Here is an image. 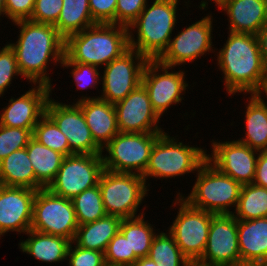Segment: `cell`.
Here are the masks:
<instances>
[{
  "label": "cell",
  "instance_id": "e0dca14e",
  "mask_svg": "<svg viewBox=\"0 0 267 266\" xmlns=\"http://www.w3.org/2000/svg\"><path fill=\"white\" fill-rule=\"evenodd\" d=\"M211 142L213 149L211 155L207 154V160L241 185L251 184L255 177L259 151L237 140Z\"/></svg>",
  "mask_w": 267,
  "mask_h": 266
},
{
  "label": "cell",
  "instance_id": "bcb514c9",
  "mask_svg": "<svg viewBox=\"0 0 267 266\" xmlns=\"http://www.w3.org/2000/svg\"><path fill=\"white\" fill-rule=\"evenodd\" d=\"M133 266H159L154 260L149 257L138 258Z\"/></svg>",
  "mask_w": 267,
  "mask_h": 266
},
{
  "label": "cell",
  "instance_id": "ac0fdd59",
  "mask_svg": "<svg viewBox=\"0 0 267 266\" xmlns=\"http://www.w3.org/2000/svg\"><path fill=\"white\" fill-rule=\"evenodd\" d=\"M114 106L119 132H165L159 126L160 117L153 110L149 95L142 84Z\"/></svg>",
  "mask_w": 267,
  "mask_h": 266
},
{
  "label": "cell",
  "instance_id": "4dcf8cb0",
  "mask_svg": "<svg viewBox=\"0 0 267 266\" xmlns=\"http://www.w3.org/2000/svg\"><path fill=\"white\" fill-rule=\"evenodd\" d=\"M233 216L237 220L267 217V188L253 183L242 185Z\"/></svg>",
  "mask_w": 267,
  "mask_h": 266
},
{
  "label": "cell",
  "instance_id": "7bdbcfd3",
  "mask_svg": "<svg viewBox=\"0 0 267 266\" xmlns=\"http://www.w3.org/2000/svg\"><path fill=\"white\" fill-rule=\"evenodd\" d=\"M6 17L13 22L28 20L34 10L35 0H5Z\"/></svg>",
  "mask_w": 267,
  "mask_h": 266
},
{
  "label": "cell",
  "instance_id": "d6986e66",
  "mask_svg": "<svg viewBox=\"0 0 267 266\" xmlns=\"http://www.w3.org/2000/svg\"><path fill=\"white\" fill-rule=\"evenodd\" d=\"M31 87L18 98L11 96L8 105L2 108L1 125L29 129L33 133L34 127L45 114L46 103L54 88L41 84H33Z\"/></svg>",
  "mask_w": 267,
  "mask_h": 266
},
{
  "label": "cell",
  "instance_id": "7a4b0ae2",
  "mask_svg": "<svg viewBox=\"0 0 267 266\" xmlns=\"http://www.w3.org/2000/svg\"><path fill=\"white\" fill-rule=\"evenodd\" d=\"M218 51L217 66L222 71L227 95L260 94L267 84V72L257 35L229 31L226 43Z\"/></svg>",
  "mask_w": 267,
  "mask_h": 266
},
{
  "label": "cell",
  "instance_id": "4fadbf2b",
  "mask_svg": "<svg viewBox=\"0 0 267 266\" xmlns=\"http://www.w3.org/2000/svg\"><path fill=\"white\" fill-rule=\"evenodd\" d=\"M148 61L144 55L129 48L120 57L102 67V93L97 97L112 104L123 100L141 84L142 73Z\"/></svg>",
  "mask_w": 267,
  "mask_h": 266
},
{
  "label": "cell",
  "instance_id": "7c38bea8",
  "mask_svg": "<svg viewBox=\"0 0 267 266\" xmlns=\"http://www.w3.org/2000/svg\"><path fill=\"white\" fill-rule=\"evenodd\" d=\"M213 18L211 13L195 23L189 24L182 31L178 32L175 38H171L167 49L157 59L165 66L174 67L185 66L192 63L203 55L214 53V44L212 42ZM213 44V45H212Z\"/></svg>",
  "mask_w": 267,
  "mask_h": 266
},
{
  "label": "cell",
  "instance_id": "f6af8a7d",
  "mask_svg": "<svg viewBox=\"0 0 267 266\" xmlns=\"http://www.w3.org/2000/svg\"><path fill=\"white\" fill-rule=\"evenodd\" d=\"M257 38L260 45L262 64L267 72V23L259 30Z\"/></svg>",
  "mask_w": 267,
  "mask_h": 266
},
{
  "label": "cell",
  "instance_id": "681fc988",
  "mask_svg": "<svg viewBox=\"0 0 267 266\" xmlns=\"http://www.w3.org/2000/svg\"><path fill=\"white\" fill-rule=\"evenodd\" d=\"M186 266H211L204 263H201L199 261H189Z\"/></svg>",
  "mask_w": 267,
  "mask_h": 266
},
{
  "label": "cell",
  "instance_id": "d590c367",
  "mask_svg": "<svg viewBox=\"0 0 267 266\" xmlns=\"http://www.w3.org/2000/svg\"><path fill=\"white\" fill-rule=\"evenodd\" d=\"M32 138L29 129L12 128L0 124V162L13 151L25 148Z\"/></svg>",
  "mask_w": 267,
  "mask_h": 266
},
{
  "label": "cell",
  "instance_id": "7dc6e473",
  "mask_svg": "<svg viewBox=\"0 0 267 266\" xmlns=\"http://www.w3.org/2000/svg\"><path fill=\"white\" fill-rule=\"evenodd\" d=\"M215 3V5L218 7L224 0H210ZM208 1L207 0H202L200 5L198 6L200 9L204 10L205 8L208 7Z\"/></svg>",
  "mask_w": 267,
  "mask_h": 266
},
{
  "label": "cell",
  "instance_id": "1f68e13d",
  "mask_svg": "<svg viewBox=\"0 0 267 266\" xmlns=\"http://www.w3.org/2000/svg\"><path fill=\"white\" fill-rule=\"evenodd\" d=\"M148 257L159 266H186L189 262L169 231H161L155 235Z\"/></svg>",
  "mask_w": 267,
  "mask_h": 266
},
{
  "label": "cell",
  "instance_id": "74e56055",
  "mask_svg": "<svg viewBox=\"0 0 267 266\" xmlns=\"http://www.w3.org/2000/svg\"><path fill=\"white\" fill-rule=\"evenodd\" d=\"M16 76L22 75L17 66L15 52L7 43L0 49V97H3Z\"/></svg>",
  "mask_w": 267,
  "mask_h": 266
},
{
  "label": "cell",
  "instance_id": "f907efd6",
  "mask_svg": "<svg viewBox=\"0 0 267 266\" xmlns=\"http://www.w3.org/2000/svg\"><path fill=\"white\" fill-rule=\"evenodd\" d=\"M260 94H264V97L267 98V84L264 86L263 90L261 91Z\"/></svg>",
  "mask_w": 267,
  "mask_h": 266
},
{
  "label": "cell",
  "instance_id": "60d3db41",
  "mask_svg": "<svg viewBox=\"0 0 267 266\" xmlns=\"http://www.w3.org/2000/svg\"><path fill=\"white\" fill-rule=\"evenodd\" d=\"M63 0H35L29 20L37 23L55 24L60 16Z\"/></svg>",
  "mask_w": 267,
  "mask_h": 266
},
{
  "label": "cell",
  "instance_id": "8992f818",
  "mask_svg": "<svg viewBox=\"0 0 267 266\" xmlns=\"http://www.w3.org/2000/svg\"><path fill=\"white\" fill-rule=\"evenodd\" d=\"M192 191L186 197L181 195L191 206L213 214H233L236 209L242 185L230 176L219 171L206 160L196 173Z\"/></svg>",
  "mask_w": 267,
  "mask_h": 266
},
{
  "label": "cell",
  "instance_id": "8fae6325",
  "mask_svg": "<svg viewBox=\"0 0 267 266\" xmlns=\"http://www.w3.org/2000/svg\"><path fill=\"white\" fill-rule=\"evenodd\" d=\"M103 171L101 154L68 155L64 157L55 179L47 189L72 200L84 190L98 185Z\"/></svg>",
  "mask_w": 267,
  "mask_h": 266
},
{
  "label": "cell",
  "instance_id": "ffe728a7",
  "mask_svg": "<svg viewBox=\"0 0 267 266\" xmlns=\"http://www.w3.org/2000/svg\"><path fill=\"white\" fill-rule=\"evenodd\" d=\"M36 190L0 185V239L8 232L25 234L31 229Z\"/></svg>",
  "mask_w": 267,
  "mask_h": 266
},
{
  "label": "cell",
  "instance_id": "6da1fadb",
  "mask_svg": "<svg viewBox=\"0 0 267 266\" xmlns=\"http://www.w3.org/2000/svg\"><path fill=\"white\" fill-rule=\"evenodd\" d=\"M13 24L20 32L17 41L8 44L15 52L21 78L24 77L31 85L54 87L47 73L48 65L50 62H54L53 65L62 63L65 39L53 24L37 23L29 19Z\"/></svg>",
  "mask_w": 267,
  "mask_h": 266
},
{
  "label": "cell",
  "instance_id": "ba28073f",
  "mask_svg": "<svg viewBox=\"0 0 267 266\" xmlns=\"http://www.w3.org/2000/svg\"><path fill=\"white\" fill-rule=\"evenodd\" d=\"M162 133L164 132H119L102 148V152H107L105 155L101 154L104 169L142 176L147 168L151 149Z\"/></svg>",
  "mask_w": 267,
  "mask_h": 266
},
{
  "label": "cell",
  "instance_id": "5bb4252c",
  "mask_svg": "<svg viewBox=\"0 0 267 266\" xmlns=\"http://www.w3.org/2000/svg\"><path fill=\"white\" fill-rule=\"evenodd\" d=\"M171 67L149 60L143 70L141 84L146 89L153 110L161 118L170 106L184 100L183 93L188 88L184 70L169 71ZM182 96V97H181Z\"/></svg>",
  "mask_w": 267,
  "mask_h": 266
},
{
  "label": "cell",
  "instance_id": "f35d334b",
  "mask_svg": "<svg viewBox=\"0 0 267 266\" xmlns=\"http://www.w3.org/2000/svg\"><path fill=\"white\" fill-rule=\"evenodd\" d=\"M68 266H106L104 253L81 248L71 242L67 254Z\"/></svg>",
  "mask_w": 267,
  "mask_h": 266
},
{
  "label": "cell",
  "instance_id": "f546056e",
  "mask_svg": "<svg viewBox=\"0 0 267 266\" xmlns=\"http://www.w3.org/2000/svg\"><path fill=\"white\" fill-rule=\"evenodd\" d=\"M145 219V214L133 218L122 219L119 231L128 239L130 253L138 258L148 257L152 241L157 234Z\"/></svg>",
  "mask_w": 267,
  "mask_h": 266
},
{
  "label": "cell",
  "instance_id": "44dd1931",
  "mask_svg": "<svg viewBox=\"0 0 267 266\" xmlns=\"http://www.w3.org/2000/svg\"><path fill=\"white\" fill-rule=\"evenodd\" d=\"M81 108L94 141L104 148L118 133L115 106L96 96H82L76 100Z\"/></svg>",
  "mask_w": 267,
  "mask_h": 266
},
{
  "label": "cell",
  "instance_id": "816d5d0a",
  "mask_svg": "<svg viewBox=\"0 0 267 266\" xmlns=\"http://www.w3.org/2000/svg\"><path fill=\"white\" fill-rule=\"evenodd\" d=\"M260 266H267V260L263 262Z\"/></svg>",
  "mask_w": 267,
  "mask_h": 266
},
{
  "label": "cell",
  "instance_id": "b9f144b4",
  "mask_svg": "<svg viewBox=\"0 0 267 266\" xmlns=\"http://www.w3.org/2000/svg\"><path fill=\"white\" fill-rule=\"evenodd\" d=\"M91 16L96 23L115 24L117 0H88Z\"/></svg>",
  "mask_w": 267,
  "mask_h": 266
},
{
  "label": "cell",
  "instance_id": "484cf974",
  "mask_svg": "<svg viewBox=\"0 0 267 266\" xmlns=\"http://www.w3.org/2000/svg\"><path fill=\"white\" fill-rule=\"evenodd\" d=\"M262 94H250L244 117L245 136L237 141L257 151L267 150V101Z\"/></svg>",
  "mask_w": 267,
  "mask_h": 266
},
{
  "label": "cell",
  "instance_id": "ee69618b",
  "mask_svg": "<svg viewBox=\"0 0 267 266\" xmlns=\"http://www.w3.org/2000/svg\"><path fill=\"white\" fill-rule=\"evenodd\" d=\"M253 184L267 188V150L259 151Z\"/></svg>",
  "mask_w": 267,
  "mask_h": 266
},
{
  "label": "cell",
  "instance_id": "e575fe53",
  "mask_svg": "<svg viewBox=\"0 0 267 266\" xmlns=\"http://www.w3.org/2000/svg\"><path fill=\"white\" fill-rule=\"evenodd\" d=\"M106 266H133L138 257L130 253L128 239L120 232L110 240L104 252Z\"/></svg>",
  "mask_w": 267,
  "mask_h": 266
},
{
  "label": "cell",
  "instance_id": "836d02e7",
  "mask_svg": "<svg viewBox=\"0 0 267 266\" xmlns=\"http://www.w3.org/2000/svg\"><path fill=\"white\" fill-rule=\"evenodd\" d=\"M32 137L44 146L58 151L64 156L73 154L70 150L68 139L46 113L34 127Z\"/></svg>",
  "mask_w": 267,
  "mask_h": 266
},
{
  "label": "cell",
  "instance_id": "f1b7e54d",
  "mask_svg": "<svg viewBox=\"0 0 267 266\" xmlns=\"http://www.w3.org/2000/svg\"><path fill=\"white\" fill-rule=\"evenodd\" d=\"M95 24L97 23L91 16L88 0H63L60 16L54 26L66 39Z\"/></svg>",
  "mask_w": 267,
  "mask_h": 266
},
{
  "label": "cell",
  "instance_id": "4316f807",
  "mask_svg": "<svg viewBox=\"0 0 267 266\" xmlns=\"http://www.w3.org/2000/svg\"><path fill=\"white\" fill-rule=\"evenodd\" d=\"M121 220L106 214L94 222L79 225L72 242L81 248L104 253L110 240L118 233Z\"/></svg>",
  "mask_w": 267,
  "mask_h": 266
},
{
  "label": "cell",
  "instance_id": "5b68a950",
  "mask_svg": "<svg viewBox=\"0 0 267 266\" xmlns=\"http://www.w3.org/2000/svg\"><path fill=\"white\" fill-rule=\"evenodd\" d=\"M164 132L155 141L149 162L142 177L145 182L152 178H175L190 172L196 173L207 160V150L178 142Z\"/></svg>",
  "mask_w": 267,
  "mask_h": 266
},
{
  "label": "cell",
  "instance_id": "30bf717a",
  "mask_svg": "<svg viewBox=\"0 0 267 266\" xmlns=\"http://www.w3.org/2000/svg\"><path fill=\"white\" fill-rule=\"evenodd\" d=\"M71 199L52 193L47 188L36 191L31 230L74 240L78 228Z\"/></svg>",
  "mask_w": 267,
  "mask_h": 266
},
{
  "label": "cell",
  "instance_id": "277c9868",
  "mask_svg": "<svg viewBox=\"0 0 267 266\" xmlns=\"http://www.w3.org/2000/svg\"><path fill=\"white\" fill-rule=\"evenodd\" d=\"M180 0H153L147 4L136 20L128 27L129 48L144 55L148 60H157L167 49L172 32L178 21ZM137 31H135V30ZM136 33L133 34V31Z\"/></svg>",
  "mask_w": 267,
  "mask_h": 266
},
{
  "label": "cell",
  "instance_id": "603a6c76",
  "mask_svg": "<svg viewBox=\"0 0 267 266\" xmlns=\"http://www.w3.org/2000/svg\"><path fill=\"white\" fill-rule=\"evenodd\" d=\"M241 266H260L267 260V217L237 220Z\"/></svg>",
  "mask_w": 267,
  "mask_h": 266
},
{
  "label": "cell",
  "instance_id": "d4e9b609",
  "mask_svg": "<svg viewBox=\"0 0 267 266\" xmlns=\"http://www.w3.org/2000/svg\"><path fill=\"white\" fill-rule=\"evenodd\" d=\"M0 185L36 191L45 188L35 177L26 147L13 151L0 162Z\"/></svg>",
  "mask_w": 267,
  "mask_h": 266
},
{
  "label": "cell",
  "instance_id": "ab89813d",
  "mask_svg": "<svg viewBox=\"0 0 267 266\" xmlns=\"http://www.w3.org/2000/svg\"><path fill=\"white\" fill-rule=\"evenodd\" d=\"M147 4L148 0H117L115 24L128 28Z\"/></svg>",
  "mask_w": 267,
  "mask_h": 266
},
{
  "label": "cell",
  "instance_id": "8d00e7d4",
  "mask_svg": "<svg viewBox=\"0 0 267 266\" xmlns=\"http://www.w3.org/2000/svg\"><path fill=\"white\" fill-rule=\"evenodd\" d=\"M72 68L71 77L74 78L75 86L78 89H88L95 88L97 85L101 84V73L99 72V67L89 64L73 63L67 61L65 58L62 60L60 67ZM99 83V84H98Z\"/></svg>",
  "mask_w": 267,
  "mask_h": 266
},
{
  "label": "cell",
  "instance_id": "2e32d148",
  "mask_svg": "<svg viewBox=\"0 0 267 266\" xmlns=\"http://www.w3.org/2000/svg\"><path fill=\"white\" fill-rule=\"evenodd\" d=\"M199 262L211 266H241L237 219L233 214H214L207 244Z\"/></svg>",
  "mask_w": 267,
  "mask_h": 266
},
{
  "label": "cell",
  "instance_id": "c3c4849f",
  "mask_svg": "<svg viewBox=\"0 0 267 266\" xmlns=\"http://www.w3.org/2000/svg\"><path fill=\"white\" fill-rule=\"evenodd\" d=\"M4 16L6 17V4H5V0H0V17L1 16ZM1 20V18H0Z\"/></svg>",
  "mask_w": 267,
  "mask_h": 266
},
{
  "label": "cell",
  "instance_id": "7402d4cb",
  "mask_svg": "<svg viewBox=\"0 0 267 266\" xmlns=\"http://www.w3.org/2000/svg\"><path fill=\"white\" fill-rule=\"evenodd\" d=\"M217 8L226 13L230 32L257 35L267 23V0H224Z\"/></svg>",
  "mask_w": 267,
  "mask_h": 266
},
{
  "label": "cell",
  "instance_id": "d6a6232c",
  "mask_svg": "<svg viewBox=\"0 0 267 266\" xmlns=\"http://www.w3.org/2000/svg\"><path fill=\"white\" fill-rule=\"evenodd\" d=\"M78 225L94 222L106 215L99 185L84 190L72 199Z\"/></svg>",
  "mask_w": 267,
  "mask_h": 266
},
{
  "label": "cell",
  "instance_id": "9c48e42d",
  "mask_svg": "<svg viewBox=\"0 0 267 266\" xmlns=\"http://www.w3.org/2000/svg\"><path fill=\"white\" fill-rule=\"evenodd\" d=\"M174 200L171 207L175 204V207H180L167 231L173 235L175 243L189 261H199L207 244L214 214L191 206L181 195H177Z\"/></svg>",
  "mask_w": 267,
  "mask_h": 266
},
{
  "label": "cell",
  "instance_id": "cb8c5ba5",
  "mask_svg": "<svg viewBox=\"0 0 267 266\" xmlns=\"http://www.w3.org/2000/svg\"><path fill=\"white\" fill-rule=\"evenodd\" d=\"M25 235L28 238L24 241L21 240L18 244L23 253L33 256L39 262L49 264L67 260L68 249L71 244L69 239L31 229Z\"/></svg>",
  "mask_w": 267,
  "mask_h": 266
},
{
  "label": "cell",
  "instance_id": "3957f363",
  "mask_svg": "<svg viewBox=\"0 0 267 266\" xmlns=\"http://www.w3.org/2000/svg\"><path fill=\"white\" fill-rule=\"evenodd\" d=\"M128 49L127 27L97 23L65 39L64 58L102 68Z\"/></svg>",
  "mask_w": 267,
  "mask_h": 266
},
{
  "label": "cell",
  "instance_id": "83f0119b",
  "mask_svg": "<svg viewBox=\"0 0 267 266\" xmlns=\"http://www.w3.org/2000/svg\"><path fill=\"white\" fill-rule=\"evenodd\" d=\"M36 179L47 188L55 179L64 155L39 143L33 137L26 146Z\"/></svg>",
  "mask_w": 267,
  "mask_h": 266
},
{
  "label": "cell",
  "instance_id": "52a82bcc",
  "mask_svg": "<svg viewBox=\"0 0 267 266\" xmlns=\"http://www.w3.org/2000/svg\"><path fill=\"white\" fill-rule=\"evenodd\" d=\"M106 214L121 219L141 216L144 213L139 207L148 196L149 183L141 175L133 173H119L104 169L99 179Z\"/></svg>",
  "mask_w": 267,
  "mask_h": 266
},
{
  "label": "cell",
  "instance_id": "9a60e30c",
  "mask_svg": "<svg viewBox=\"0 0 267 266\" xmlns=\"http://www.w3.org/2000/svg\"><path fill=\"white\" fill-rule=\"evenodd\" d=\"M45 113L55 122L68 139L73 154H102V148L94 141L81 108L75 103L56 101L49 97Z\"/></svg>",
  "mask_w": 267,
  "mask_h": 266
}]
</instances>
